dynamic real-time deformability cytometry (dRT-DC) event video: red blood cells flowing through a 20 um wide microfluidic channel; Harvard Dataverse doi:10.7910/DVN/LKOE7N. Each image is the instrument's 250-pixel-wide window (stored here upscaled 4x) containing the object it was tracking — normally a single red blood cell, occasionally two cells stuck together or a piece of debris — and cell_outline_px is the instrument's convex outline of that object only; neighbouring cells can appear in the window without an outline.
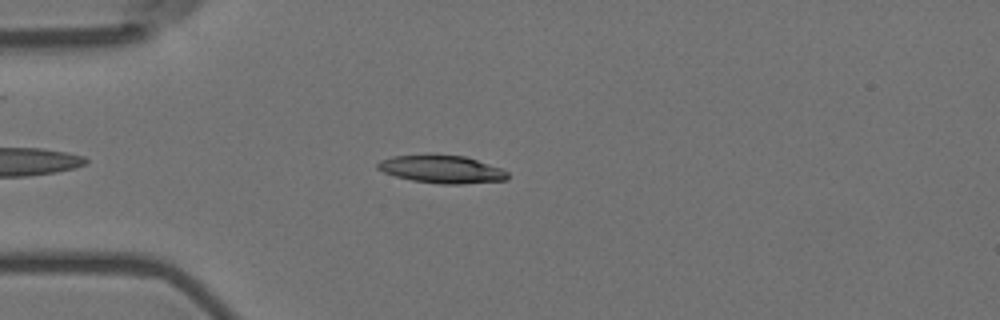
{"species": "Egyptian fruit bat (a non-hibernating species)", "species_latin": "Rousettus aegyptiacus", "temperature_condition": "room temperature", "stored_images_in_passage": 38, "camera_frame_rate_fps": 3000, "um_per_image_px": 0.085, "animal": {"sex": "female"}, "frame": {"image": 1, "passage_image": 7, "time_ms": 2.0, "image_size_px": [1000, 320], "cell_outline_px": [[508, 180], [460, 184], [440, 184], [412, 180], [396, 176], [384, 172], [376, 168], [376, 164], [380, 160], [392, 156], [464, 156], [500, 168], [508, 172]], "centroid_in_image_um": [37.55, 14.41], "position_along_channel_um": 47.4, "area_um2": 20.52}}
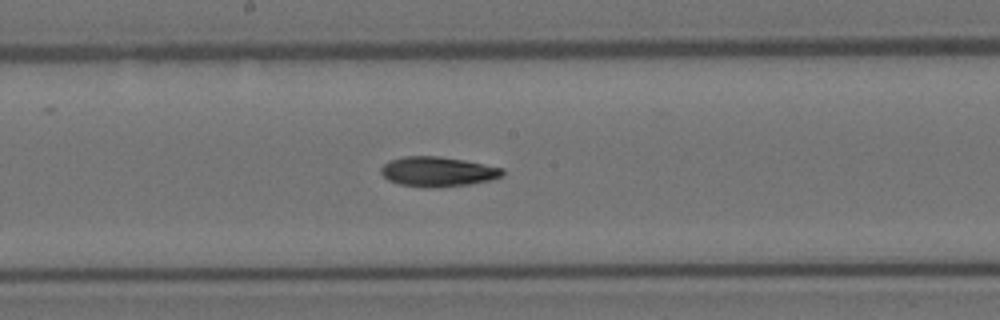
{"frame": {"image": 2, "passage_image": 22, "time_ms": 7.0, "image_size_px": [1000, 320], "cell_outline_px": [[504, 176], [488, 180], [468, 184], [436, 188], [432, 188], [400, 184], [388, 180], [380, 172], [380, 168], [388, 160], [404, 156], [440, 156], [464, 160], [504, 168]], "centroid_in_image_um": [37.2, 14.58], "position_along_channel_um": 211.0, "area_um2": 21.15}}
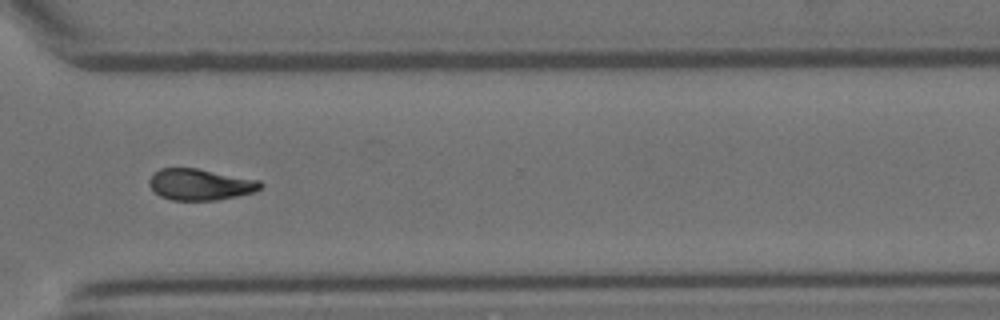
{"frame": {"image": 3, "passage_image": 34, "time_ms": 11.0, "image_size_px": [1000, 320], "cell_outline_px": [[264, 184], [256, 192], [216, 200], [172, 200], [160, 196], [148, 184], [148, 180], [152, 172], [160, 168], [196, 168], [260, 180]], "centroid_in_image_um": [17.01, 15.67], "position_along_channel_um": 353.6, "area_um2": 20.4}, "authors_computed_cell_mechanics": {"area_um2": 20.7213, "velocity_mm_per_s": 3.572, "shape_relaxation_time_tau1_ms": 6.5254, "shape_relaxation_time_tau2_ms": 5.0631, "deformation_change_tau1": 0.1822, "deformation_change_tau2": 0.1274}}